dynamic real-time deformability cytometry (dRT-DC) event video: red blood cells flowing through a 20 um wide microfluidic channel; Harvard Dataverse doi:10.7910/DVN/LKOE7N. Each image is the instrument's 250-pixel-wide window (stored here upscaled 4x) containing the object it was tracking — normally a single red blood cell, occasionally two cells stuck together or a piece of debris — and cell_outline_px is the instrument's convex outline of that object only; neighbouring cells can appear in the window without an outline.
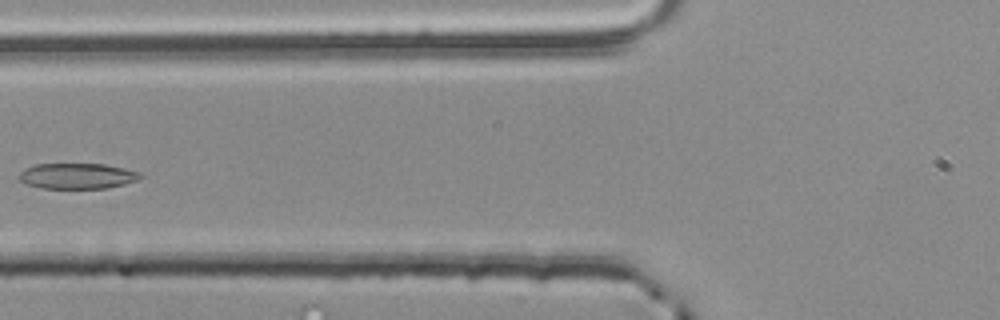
{"species": "common noctule bat (a hibernating species)", "species_latin": "Nyctalus noctula", "temperature_condition": "room temperature", "stored_images_in_passage": 4, "segment_of_instrument_passage": [2, 2], "camera_frame_rate_fps": 3000, "um_per_image_px": 0.085, "animal": {"sex": "male", "body_mass_g": 20.4}, "frame": {"image": 1, "passage_image": 4, "time_ms": 1.0, "image_size_px": [1000, 320], "cell_outline_px": [[140, 176], [136, 180], [124, 184], [108, 188], [40, 188], [28, 184], [20, 180], [16, 176], [24, 168], [36, 164], [104, 164], [124, 168], [140, 172]], "centroid_in_image_um": [6.52, 14.95], "position_along_channel_um": 119.3, "area_um2": 18.03}}